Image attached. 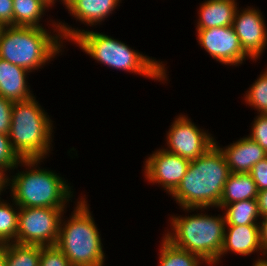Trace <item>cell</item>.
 <instances>
[{
	"label": "cell",
	"instance_id": "ba28073f",
	"mask_svg": "<svg viewBox=\"0 0 267 266\" xmlns=\"http://www.w3.org/2000/svg\"><path fill=\"white\" fill-rule=\"evenodd\" d=\"M16 243L54 246L58 240L64 209L52 207H18Z\"/></svg>",
	"mask_w": 267,
	"mask_h": 266
},
{
	"label": "cell",
	"instance_id": "1f68e13d",
	"mask_svg": "<svg viewBox=\"0 0 267 266\" xmlns=\"http://www.w3.org/2000/svg\"><path fill=\"white\" fill-rule=\"evenodd\" d=\"M257 204L261 217L267 216V190H262L258 192Z\"/></svg>",
	"mask_w": 267,
	"mask_h": 266
},
{
	"label": "cell",
	"instance_id": "603a6c76",
	"mask_svg": "<svg viewBox=\"0 0 267 266\" xmlns=\"http://www.w3.org/2000/svg\"><path fill=\"white\" fill-rule=\"evenodd\" d=\"M19 212L0 200V243L16 242ZM13 239V240H12Z\"/></svg>",
	"mask_w": 267,
	"mask_h": 266
},
{
	"label": "cell",
	"instance_id": "4dcf8cb0",
	"mask_svg": "<svg viewBox=\"0 0 267 266\" xmlns=\"http://www.w3.org/2000/svg\"><path fill=\"white\" fill-rule=\"evenodd\" d=\"M262 224L259 225L260 229V244H261V252L263 251V254H267V216L262 217Z\"/></svg>",
	"mask_w": 267,
	"mask_h": 266
},
{
	"label": "cell",
	"instance_id": "d6986e66",
	"mask_svg": "<svg viewBox=\"0 0 267 266\" xmlns=\"http://www.w3.org/2000/svg\"><path fill=\"white\" fill-rule=\"evenodd\" d=\"M46 7L44 0H13L14 26L42 27L39 20Z\"/></svg>",
	"mask_w": 267,
	"mask_h": 266
},
{
	"label": "cell",
	"instance_id": "7402d4cb",
	"mask_svg": "<svg viewBox=\"0 0 267 266\" xmlns=\"http://www.w3.org/2000/svg\"><path fill=\"white\" fill-rule=\"evenodd\" d=\"M160 248V266H199L205 261L199 255L174 246L165 237Z\"/></svg>",
	"mask_w": 267,
	"mask_h": 266
},
{
	"label": "cell",
	"instance_id": "2e32d148",
	"mask_svg": "<svg viewBox=\"0 0 267 266\" xmlns=\"http://www.w3.org/2000/svg\"><path fill=\"white\" fill-rule=\"evenodd\" d=\"M235 0H207L200 8L197 29L232 26L237 10Z\"/></svg>",
	"mask_w": 267,
	"mask_h": 266
},
{
	"label": "cell",
	"instance_id": "7a4b0ae2",
	"mask_svg": "<svg viewBox=\"0 0 267 266\" xmlns=\"http://www.w3.org/2000/svg\"><path fill=\"white\" fill-rule=\"evenodd\" d=\"M54 26H56V30L58 28V35L61 39L64 37L69 41H75L88 55L109 67L134 72L157 80H165L166 78L163 64L161 65L155 59L135 52L119 40L98 32L70 29L64 23H55Z\"/></svg>",
	"mask_w": 267,
	"mask_h": 266
},
{
	"label": "cell",
	"instance_id": "9c48e42d",
	"mask_svg": "<svg viewBox=\"0 0 267 266\" xmlns=\"http://www.w3.org/2000/svg\"><path fill=\"white\" fill-rule=\"evenodd\" d=\"M170 127L167 133L169 150H164L171 154L192 161L215 144L210 134L198 129L185 115H180Z\"/></svg>",
	"mask_w": 267,
	"mask_h": 266
},
{
	"label": "cell",
	"instance_id": "ffe728a7",
	"mask_svg": "<svg viewBox=\"0 0 267 266\" xmlns=\"http://www.w3.org/2000/svg\"><path fill=\"white\" fill-rule=\"evenodd\" d=\"M226 225H257V217L261 216L258 209L257 199L241 200L239 202L227 204Z\"/></svg>",
	"mask_w": 267,
	"mask_h": 266
},
{
	"label": "cell",
	"instance_id": "7c38bea8",
	"mask_svg": "<svg viewBox=\"0 0 267 266\" xmlns=\"http://www.w3.org/2000/svg\"><path fill=\"white\" fill-rule=\"evenodd\" d=\"M241 47L251 59H257L267 44V30L261 13L255 8L236 10L233 24Z\"/></svg>",
	"mask_w": 267,
	"mask_h": 266
},
{
	"label": "cell",
	"instance_id": "4fadbf2b",
	"mask_svg": "<svg viewBox=\"0 0 267 266\" xmlns=\"http://www.w3.org/2000/svg\"><path fill=\"white\" fill-rule=\"evenodd\" d=\"M231 173H249L252 167L267 157V152L250 137L220 148Z\"/></svg>",
	"mask_w": 267,
	"mask_h": 266
},
{
	"label": "cell",
	"instance_id": "5bb4252c",
	"mask_svg": "<svg viewBox=\"0 0 267 266\" xmlns=\"http://www.w3.org/2000/svg\"><path fill=\"white\" fill-rule=\"evenodd\" d=\"M26 69L0 58V95L13 102L33 98L27 87Z\"/></svg>",
	"mask_w": 267,
	"mask_h": 266
},
{
	"label": "cell",
	"instance_id": "9a60e30c",
	"mask_svg": "<svg viewBox=\"0 0 267 266\" xmlns=\"http://www.w3.org/2000/svg\"><path fill=\"white\" fill-rule=\"evenodd\" d=\"M228 228V232L225 230L220 257L229 251L243 256L261 251L259 225H228Z\"/></svg>",
	"mask_w": 267,
	"mask_h": 266
},
{
	"label": "cell",
	"instance_id": "e575fe53",
	"mask_svg": "<svg viewBox=\"0 0 267 266\" xmlns=\"http://www.w3.org/2000/svg\"><path fill=\"white\" fill-rule=\"evenodd\" d=\"M253 266H267V260L258 259Z\"/></svg>",
	"mask_w": 267,
	"mask_h": 266
},
{
	"label": "cell",
	"instance_id": "44dd1931",
	"mask_svg": "<svg viewBox=\"0 0 267 266\" xmlns=\"http://www.w3.org/2000/svg\"><path fill=\"white\" fill-rule=\"evenodd\" d=\"M6 266H39L41 246L10 242L3 244Z\"/></svg>",
	"mask_w": 267,
	"mask_h": 266
},
{
	"label": "cell",
	"instance_id": "e0dca14e",
	"mask_svg": "<svg viewBox=\"0 0 267 266\" xmlns=\"http://www.w3.org/2000/svg\"><path fill=\"white\" fill-rule=\"evenodd\" d=\"M120 0H62L68 11L75 18L89 25H94L106 18Z\"/></svg>",
	"mask_w": 267,
	"mask_h": 266
},
{
	"label": "cell",
	"instance_id": "83f0119b",
	"mask_svg": "<svg viewBox=\"0 0 267 266\" xmlns=\"http://www.w3.org/2000/svg\"><path fill=\"white\" fill-rule=\"evenodd\" d=\"M249 174L256 184L257 190H267V157L256 163Z\"/></svg>",
	"mask_w": 267,
	"mask_h": 266
},
{
	"label": "cell",
	"instance_id": "8992f818",
	"mask_svg": "<svg viewBox=\"0 0 267 266\" xmlns=\"http://www.w3.org/2000/svg\"><path fill=\"white\" fill-rule=\"evenodd\" d=\"M89 211L85 199H80L71 219L60 222L56 246L72 266H104L103 244Z\"/></svg>",
	"mask_w": 267,
	"mask_h": 266
},
{
	"label": "cell",
	"instance_id": "30bf717a",
	"mask_svg": "<svg viewBox=\"0 0 267 266\" xmlns=\"http://www.w3.org/2000/svg\"><path fill=\"white\" fill-rule=\"evenodd\" d=\"M199 44L222 64H242L248 55L241 47L233 26L197 29Z\"/></svg>",
	"mask_w": 267,
	"mask_h": 266
},
{
	"label": "cell",
	"instance_id": "5b68a950",
	"mask_svg": "<svg viewBox=\"0 0 267 266\" xmlns=\"http://www.w3.org/2000/svg\"><path fill=\"white\" fill-rule=\"evenodd\" d=\"M173 217L174 232H168L165 238L174 246L199 255L208 265L220 261L226 229L225 216H207L205 214Z\"/></svg>",
	"mask_w": 267,
	"mask_h": 266
},
{
	"label": "cell",
	"instance_id": "f1b7e54d",
	"mask_svg": "<svg viewBox=\"0 0 267 266\" xmlns=\"http://www.w3.org/2000/svg\"><path fill=\"white\" fill-rule=\"evenodd\" d=\"M13 101L0 95V133L9 134Z\"/></svg>",
	"mask_w": 267,
	"mask_h": 266
},
{
	"label": "cell",
	"instance_id": "d590c367",
	"mask_svg": "<svg viewBox=\"0 0 267 266\" xmlns=\"http://www.w3.org/2000/svg\"><path fill=\"white\" fill-rule=\"evenodd\" d=\"M49 6L54 5L55 4V0H44Z\"/></svg>",
	"mask_w": 267,
	"mask_h": 266
},
{
	"label": "cell",
	"instance_id": "d4e9b609",
	"mask_svg": "<svg viewBox=\"0 0 267 266\" xmlns=\"http://www.w3.org/2000/svg\"><path fill=\"white\" fill-rule=\"evenodd\" d=\"M245 101L260 114H267V70L250 87Z\"/></svg>",
	"mask_w": 267,
	"mask_h": 266
},
{
	"label": "cell",
	"instance_id": "cb8c5ba5",
	"mask_svg": "<svg viewBox=\"0 0 267 266\" xmlns=\"http://www.w3.org/2000/svg\"><path fill=\"white\" fill-rule=\"evenodd\" d=\"M40 161L41 159H21L13 150L9 136L0 133V169L6 172L8 169H15L20 163L31 168Z\"/></svg>",
	"mask_w": 267,
	"mask_h": 266
},
{
	"label": "cell",
	"instance_id": "6da1fadb",
	"mask_svg": "<svg viewBox=\"0 0 267 266\" xmlns=\"http://www.w3.org/2000/svg\"><path fill=\"white\" fill-rule=\"evenodd\" d=\"M230 174L220 146L215 142L205 153L190 162L172 196L187 211L209 206L219 207L223 188Z\"/></svg>",
	"mask_w": 267,
	"mask_h": 266
},
{
	"label": "cell",
	"instance_id": "4316f807",
	"mask_svg": "<svg viewBox=\"0 0 267 266\" xmlns=\"http://www.w3.org/2000/svg\"><path fill=\"white\" fill-rule=\"evenodd\" d=\"M249 136L267 152V114L257 115Z\"/></svg>",
	"mask_w": 267,
	"mask_h": 266
},
{
	"label": "cell",
	"instance_id": "f546056e",
	"mask_svg": "<svg viewBox=\"0 0 267 266\" xmlns=\"http://www.w3.org/2000/svg\"><path fill=\"white\" fill-rule=\"evenodd\" d=\"M0 26H14L13 0H0Z\"/></svg>",
	"mask_w": 267,
	"mask_h": 266
},
{
	"label": "cell",
	"instance_id": "8fae6325",
	"mask_svg": "<svg viewBox=\"0 0 267 266\" xmlns=\"http://www.w3.org/2000/svg\"><path fill=\"white\" fill-rule=\"evenodd\" d=\"M190 160L157 150L145 162V176L152 183L161 184L171 195L186 174Z\"/></svg>",
	"mask_w": 267,
	"mask_h": 266
},
{
	"label": "cell",
	"instance_id": "3957f363",
	"mask_svg": "<svg viewBox=\"0 0 267 266\" xmlns=\"http://www.w3.org/2000/svg\"><path fill=\"white\" fill-rule=\"evenodd\" d=\"M61 37L43 27L5 26L0 30V58L33 71L61 51ZM59 40V41H58Z\"/></svg>",
	"mask_w": 267,
	"mask_h": 266
},
{
	"label": "cell",
	"instance_id": "d6a6232c",
	"mask_svg": "<svg viewBox=\"0 0 267 266\" xmlns=\"http://www.w3.org/2000/svg\"><path fill=\"white\" fill-rule=\"evenodd\" d=\"M11 179L9 178H6L5 176V172L0 169V194H1V191H3V189L5 188V186L7 187L8 186V182L10 181ZM7 184V185H6Z\"/></svg>",
	"mask_w": 267,
	"mask_h": 266
},
{
	"label": "cell",
	"instance_id": "836d02e7",
	"mask_svg": "<svg viewBox=\"0 0 267 266\" xmlns=\"http://www.w3.org/2000/svg\"><path fill=\"white\" fill-rule=\"evenodd\" d=\"M0 266H6L4 246L0 247Z\"/></svg>",
	"mask_w": 267,
	"mask_h": 266
},
{
	"label": "cell",
	"instance_id": "277c9868",
	"mask_svg": "<svg viewBox=\"0 0 267 266\" xmlns=\"http://www.w3.org/2000/svg\"><path fill=\"white\" fill-rule=\"evenodd\" d=\"M35 97L13 103L9 139L21 159H43L50 151L51 119Z\"/></svg>",
	"mask_w": 267,
	"mask_h": 266
},
{
	"label": "cell",
	"instance_id": "52a82bcc",
	"mask_svg": "<svg viewBox=\"0 0 267 266\" xmlns=\"http://www.w3.org/2000/svg\"><path fill=\"white\" fill-rule=\"evenodd\" d=\"M35 169V170H34ZM19 172L11 182L13 201L18 207L65 208L72 197L70 186L57 174L47 169Z\"/></svg>",
	"mask_w": 267,
	"mask_h": 266
},
{
	"label": "cell",
	"instance_id": "484cf974",
	"mask_svg": "<svg viewBox=\"0 0 267 266\" xmlns=\"http://www.w3.org/2000/svg\"><path fill=\"white\" fill-rule=\"evenodd\" d=\"M39 266H72L64 253L56 246H41Z\"/></svg>",
	"mask_w": 267,
	"mask_h": 266
},
{
	"label": "cell",
	"instance_id": "ac0fdd59",
	"mask_svg": "<svg viewBox=\"0 0 267 266\" xmlns=\"http://www.w3.org/2000/svg\"><path fill=\"white\" fill-rule=\"evenodd\" d=\"M258 190L249 173H231L225 182L219 208L227 204L257 198Z\"/></svg>",
	"mask_w": 267,
	"mask_h": 266
}]
</instances>
